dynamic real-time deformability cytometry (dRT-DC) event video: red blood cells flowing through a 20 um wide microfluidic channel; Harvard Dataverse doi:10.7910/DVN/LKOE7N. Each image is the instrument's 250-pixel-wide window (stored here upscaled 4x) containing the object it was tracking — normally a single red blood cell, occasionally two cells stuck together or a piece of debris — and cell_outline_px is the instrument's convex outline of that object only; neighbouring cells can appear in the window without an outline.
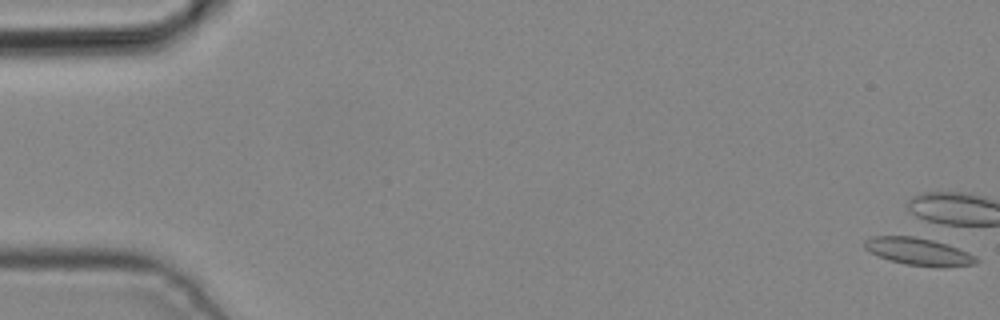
{"species": "common noctule bat (a hibernating species)", "species_latin": "Nyctalus noctula", "temperature_condition": "cold", "stored_images_in_passage": 5, "camera_frame_rate_fps": 3000, "um_per_image_px": 0.085, "animal": {"sex": "male", "body_mass_g": 19.2, "forearm_length_mm": 51.8}, "frame": {"image": 1, "passage_image": 1, "time_ms": 0.0, "image_size_px": [1000, 320], "cell_outline_px": [[980, 260], [976, 264], [944, 268], [936, 268], [904, 264], [868, 252], [864, 248], [864, 240], [872, 236], [924, 236], [948, 244], [968, 252], [976, 256]], "centroid_in_image_um": [78.13, 21.38], "position_along_channel_um": 6.9, "area_um2": 18.38}}